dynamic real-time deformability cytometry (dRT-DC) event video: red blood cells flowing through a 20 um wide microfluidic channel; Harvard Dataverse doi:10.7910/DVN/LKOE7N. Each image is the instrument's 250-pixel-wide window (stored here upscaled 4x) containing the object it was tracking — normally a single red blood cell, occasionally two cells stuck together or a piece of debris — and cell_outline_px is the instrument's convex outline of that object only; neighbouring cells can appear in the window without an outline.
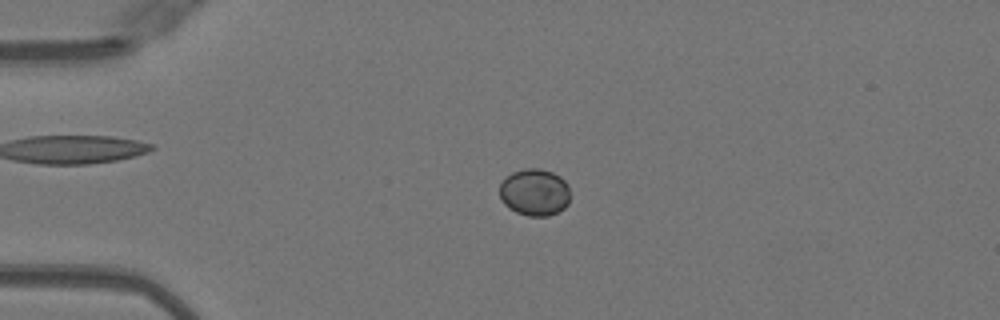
{"species": "Egyptian fruit bat (a non-hibernating species)", "species_latin": "Rousettus aegyptiacus", "temperature_condition": "warm", "stored_images_in_passage": 50, "camera_frame_rate_fps": 3000, "um_per_image_px": 0.085, "animal": {"sex": "female"}, "frame": {"image": 1, "passage_image": 12, "time_ms": 3.667, "image_size_px": [1000, 320], "cell_outline_px": [[568, 204], [564, 208], [548, 216], [528, 216], [516, 212], [508, 208], [504, 204], [500, 196], [500, 184], [512, 172], [524, 168], [540, 168], [552, 172], [560, 176], [568, 184]], "centroid_in_image_um": [45.43, 16.34], "position_along_channel_um": 39.6, "area_um2": 19.31}}
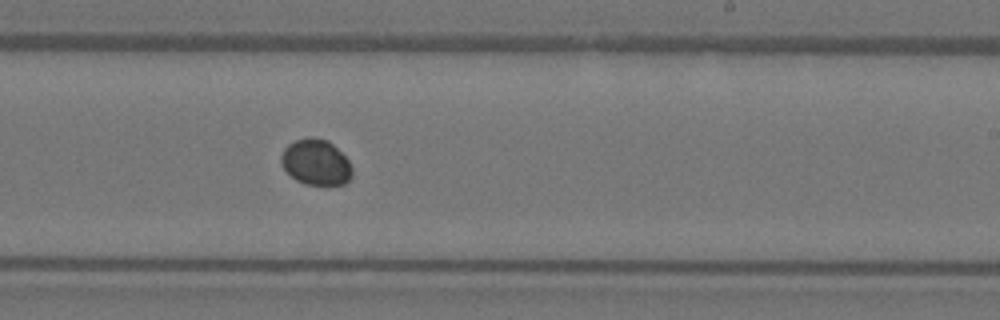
{"frame": {"image": 2, "passage_image": 31, "time_ms": 10.0, "image_size_px": [1000, 320], "cell_outline_px": [[352, 176], [344, 184], [304, 184], [296, 180], [280, 164], [280, 156], [284, 148], [288, 144], [296, 140], [328, 140], [348, 160], [352, 168]], "centroid_in_image_um": [26.84, 13.83], "position_along_channel_um": 262.2, "area_um2": 18.38}}
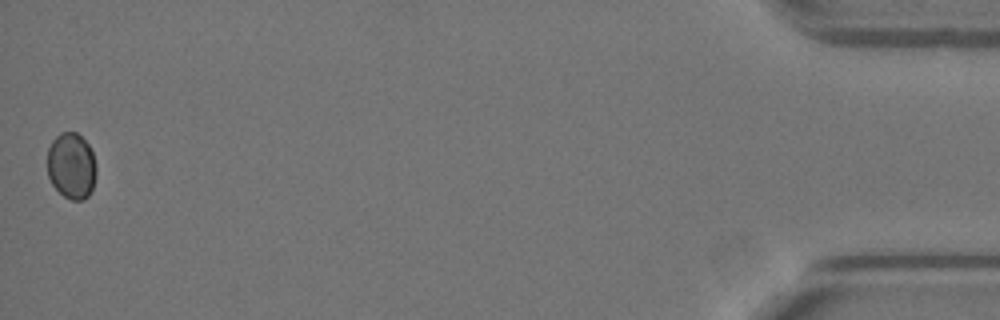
{"frame": {"image": 3, "passage_image": 50, "time_ms": 16.333, "image_size_px": [1000, 320], "cell_outline_px": [[96, 176], [92, 188], [88, 196], [84, 200], [72, 200], [64, 196], [52, 184], [48, 176], [48, 148], [52, 140], [60, 132], [76, 132], [88, 144], [92, 152], [96, 164]], "centroid_in_image_um": [6.08, 14.09], "position_along_channel_um": 429.1, "area_um2": 18.9}}